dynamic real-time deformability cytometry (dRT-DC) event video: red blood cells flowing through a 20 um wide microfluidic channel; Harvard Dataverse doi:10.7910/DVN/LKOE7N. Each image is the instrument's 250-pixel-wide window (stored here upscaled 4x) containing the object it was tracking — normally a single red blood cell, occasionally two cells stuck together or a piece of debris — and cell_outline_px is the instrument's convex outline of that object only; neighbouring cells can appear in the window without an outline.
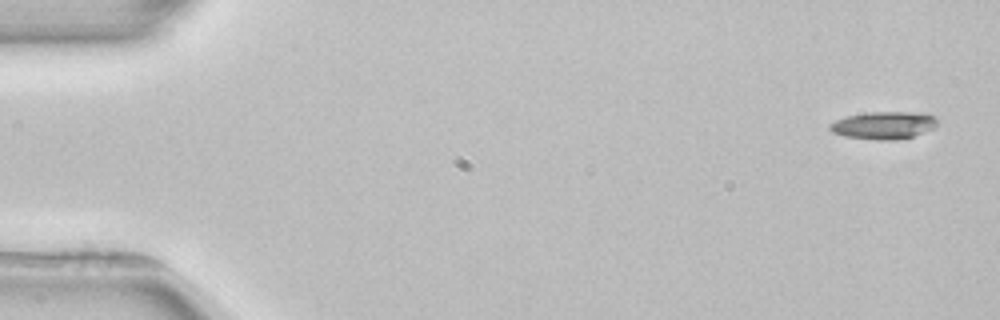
{"species": "common noctule bat (a hibernating species)", "species_latin": "Nyctalus noctula", "temperature_condition": "room temperature", "stored_images_in_passage": 3, "camera_frame_rate_fps": 3000, "um_per_image_px": 0.085, "animal": {"sex": "female", "body_mass_g": 22.7, "forearm_length_mm": 54.2}, "frame": {"image": 1, "passage_image": 1, "time_ms": 0.0, "image_size_px": [1000, 320], "cell_outline_px": [[936, 124], [932, 128], [912, 136], [896, 140], [876, 140], [844, 136], [832, 132], [828, 128], [828, 124], [836, 120], [848, 116], [868, 112], [924, 112], [936, 116]], "centroid_in_image_um": [75.1, 10.64], "position_along_channel_um": 9.9, "area_um2": 17.22}}
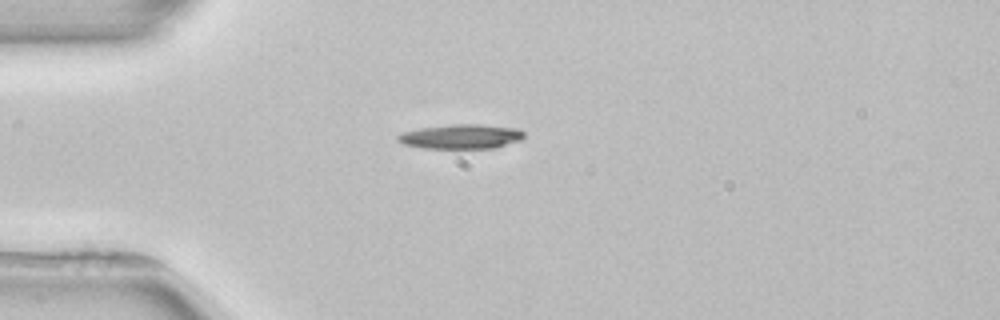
{"frame": {"image": 2, "passage_image": 3, "time_ms": 4.0, "image_size_px": [1000, 320], "cell_outline_px": [[524, 136], [520, 140], [496, 148], [424, 148], [404, 144], [396, 140], [396, 136], [400, 132], [420, 128], [452, 124], [480, 124], [520, 128], [524, 132]], "centroid_in_image_um": [39.19, 11.6], "position_along_channel_um": 45.8, "area_um2": 18.21}}